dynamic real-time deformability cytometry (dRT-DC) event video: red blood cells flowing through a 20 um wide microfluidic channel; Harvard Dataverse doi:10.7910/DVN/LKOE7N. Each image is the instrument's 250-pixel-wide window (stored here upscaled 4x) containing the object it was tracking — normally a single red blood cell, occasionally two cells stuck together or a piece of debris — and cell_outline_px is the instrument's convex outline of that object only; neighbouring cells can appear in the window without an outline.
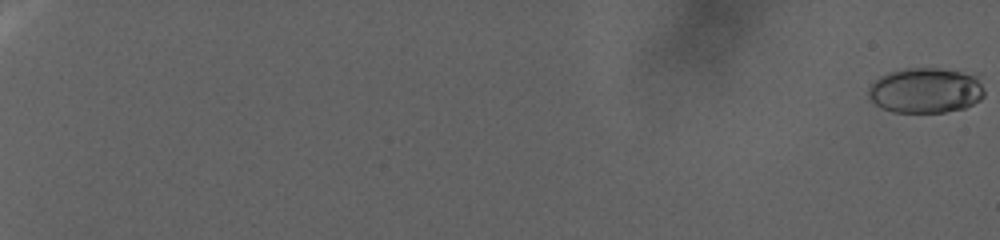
{"species": "human", "species_latin": "Homo sapiens", "temperature_condition": "warm", "stored_images_in_passage": 121, "camera_frame_rate_fps": 3000, "um_per_image_px": 0.085, "donor": {"sex": "female"}, "frame": {"image": 1, "passage_image": 1, "time_ms": 0.0, "image_size_px": [1000, 240], "cell_outline_px": [[984, 96], [980, 100], [964, 108], [944, 112], [892, 112], [880, 108], [868, 96], [868, 84], [880, 76], [888, 72], [904, 68], [940, 68], [980, 72], [984, 88]], "centroid_in_image_um": [78.74, 7.65], "position_along_channel_um": 6.3, "area_um2": 31.67}}
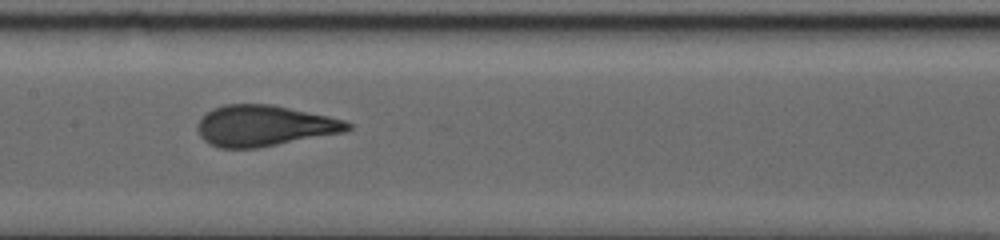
{"frame": {"image": 2, "passage_image": 73, "time_ms": 24.0, "image_size_px": [1000, 240], "cell_outline_px": [[352, 128], [344, 132], [256, 148], [220, 148], [204, 140], [200, 136], [196, 128], [196, 124], [212, 108], [224, 104], [272, 104], [328, 116], [344, 120], [352, 124]], "centroid_in_image_um": [22.45, 10.68], "position_along_channel_um": 185.0, "area_um2": 35.6}}
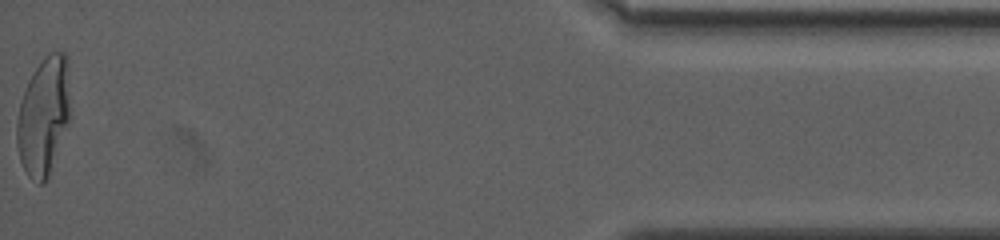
{"frame": {"image": 3, "passage_image": 121, "time_ms": 40.0, "image_size_px": [1000, 240], "cell_outline_px": [[72, 120], [48, 176], [44, 184], [36, 184], [28, 176], [20, 160], [16, 144], [16, 120], [20, 104], [28, 80], [32, 72], [44, 56], [48, 52], [64, 52], [68, 56]], "centroid_in_image_um": [3.76, 9.85], "position_along_channel_um": 431.4, "area_um2": 38.03}}